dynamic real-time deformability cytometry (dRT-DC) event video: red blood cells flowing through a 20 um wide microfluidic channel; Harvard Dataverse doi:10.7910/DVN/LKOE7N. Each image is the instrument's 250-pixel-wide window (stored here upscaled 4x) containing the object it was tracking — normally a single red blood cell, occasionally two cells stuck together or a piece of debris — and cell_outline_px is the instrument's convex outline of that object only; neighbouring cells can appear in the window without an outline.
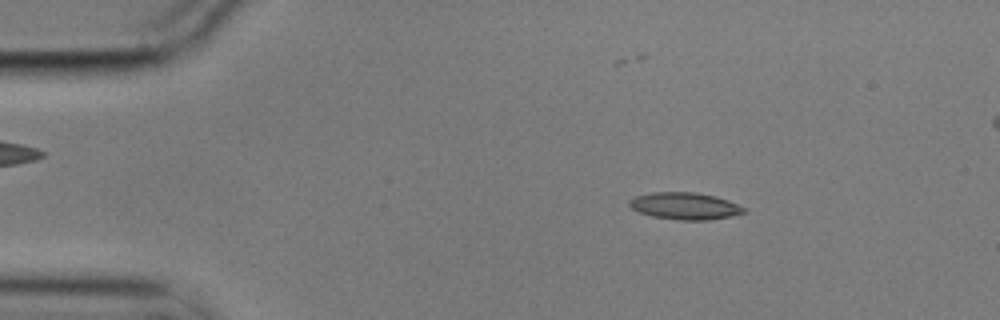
{"species": "common noctule bat (a hibernating species)", "species_latin": "Nyctalus noctula", "temperature_condition": "cold", "stored_images_in_passage": 55, "camera_frame_rate_fps": 3000, "um_per_image_px": 0.085, "animal": {"sex": "male", "body_mass_g": 17.9}, "frame": {"image": 1, "passage_image": 7, "time_ms": 2.0, "image_size_px": [1000, 320], "cell_outline_px": [[748, 212], [732, 216], [708, 220], [680, 220], [652, 216], [640, 212], [632, 208], [628, 204], [628, 200], [636, 196], [652, 192], [696, 192], [716, 196], [728, 200], [744, 208]], "centroid_in_image_um": [58.22, 17.5], "position_along_channel_um": 26.8, "area_um2": 18.03}}
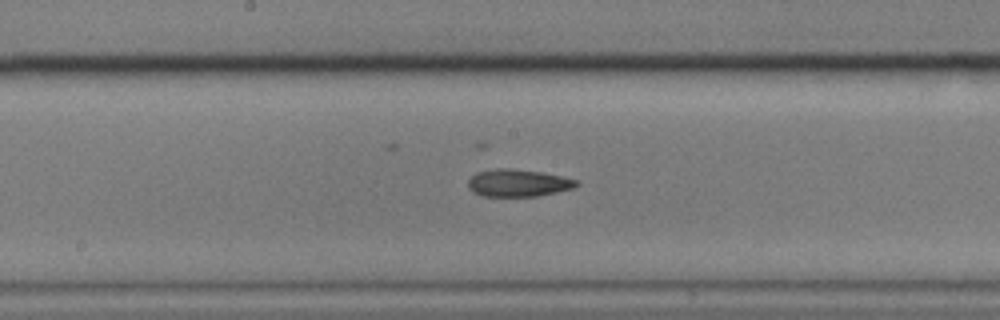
{"frame": {"image": 2, "passage_image": 27, "time_ms": 8.667, "image_size_px": [1000, 320], "cell_outline_px": [[580, 184], [576, 188], [540, 196], [484, 196], [472, 192], [468, 188], [468, 180], [476, 172], [496, 168], [508, 168], [540, 172], [580, 180]], "centroid_in_image_um": [44.07, 15.56], "position_along_channel_um": 204.1, "area_um2": 17.46}}
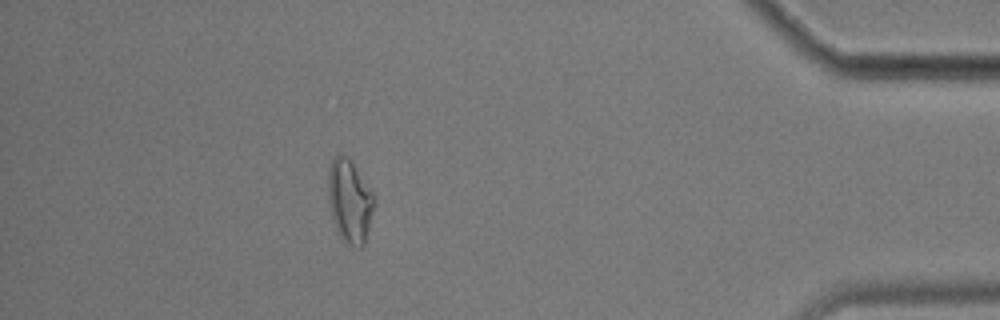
{"frame": {"image": 3, "passage_image": 48, "time_ms": 15.667, "image_size_px": [1000, 320], "cell_outline_px": [[376, 200], [364, 244], [360, 248], [356, 248], [344, 244], [336, 228], [332, 216], [328, 200], [328, 168], [336, 152], [340, 152], [348, 156], [352, 160], [376, 196]], "centroid_in_image_um": [29.73, 17.04], "position_along_channel_um": 405.5, "area_um2": 22.95}}